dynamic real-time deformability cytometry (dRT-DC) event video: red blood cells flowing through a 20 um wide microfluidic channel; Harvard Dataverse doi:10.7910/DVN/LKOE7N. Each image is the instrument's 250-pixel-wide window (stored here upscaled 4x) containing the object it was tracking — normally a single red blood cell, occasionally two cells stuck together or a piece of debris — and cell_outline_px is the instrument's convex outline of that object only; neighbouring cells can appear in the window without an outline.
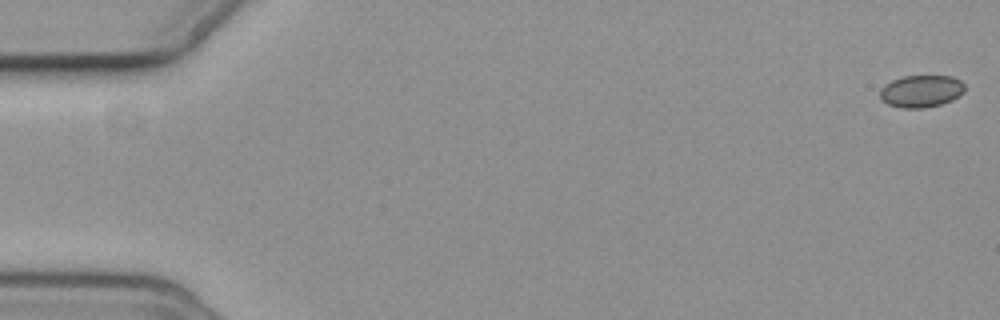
{"species": "common noctule bat (a hibernating species)", "species_latin": "Nyctalus noctula", "temperature_condition": "cold", "stored_images_in_passage": 7, "segment_of_instrument_passage": [1, 2], "camera_frame_rate_fps": 3000, "um_per_image_px": 0.085, "animal": {"sex": "female", "body_mass_g": 19.3, "forearm_length_mm": 54.1}, "frame": {"image": 1, "passage_image": 1, "time_ms": 0.0, "image_size_px": [1000, 320], "cell_outline_px": [[964, 92], [960, 96], [952, 100], [940, 104], [924, 108], [900, 108], [888, 104], [880, 100], [880, 88], [884, 84], [892, 80], [904, 76], [952, 76], [960, 80], [964, 84]], "centroid_in_image_um": [78.28, 7.75], "position_along_channel_um": 6.7, "area_um2": 16.07}}
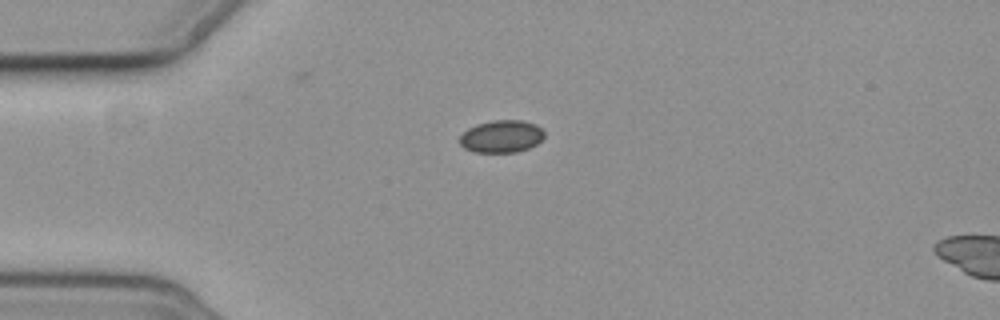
{"frame": {"image": 2, "passage_image": 5, "time_ms": 4.667, "image_size_px": [1000, 320], "cell_outline_px": [[544, 136], [536, 144], [528, 148], [516, 152], [472, 152], [464, 148], [460, 144], [460, 136], [468, 128], [476, 124], [496, 120], [520, 120], [536, 124], [544, 132]], "centroid_in_image_um": [42.61, 11.6], "position_along_channel_um": 42.4, "area_um2": 15.9}}